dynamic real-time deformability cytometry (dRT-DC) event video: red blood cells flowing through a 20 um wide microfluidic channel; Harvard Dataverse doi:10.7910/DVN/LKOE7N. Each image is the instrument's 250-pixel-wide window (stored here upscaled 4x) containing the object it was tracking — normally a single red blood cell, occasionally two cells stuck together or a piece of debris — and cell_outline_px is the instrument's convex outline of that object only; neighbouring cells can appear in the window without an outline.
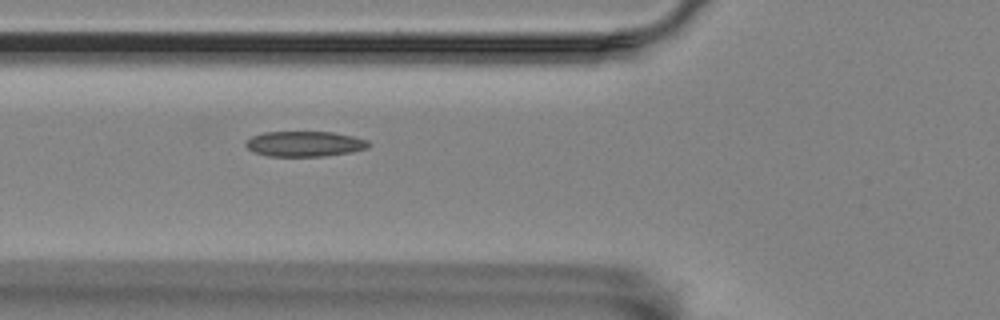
{"species": "Egyptian fruit bat (a non-hibernating species)", "species_latin": "Rousettus aegyptiacus", "temperature_condition": "room temperature", "stored_images_in_passage": 31, "camera_frame_rate_fps": 3000, "um_per_image_px": 0.085, "animal": {"sex": "female"}, "frame": {"image": 1, "passage_image": 3, "time_ms": 0.667, "image_size_px": [1000, 320], "cell_outline_px": [[372, 144], [368, 148], [352, 152], [324, 156], [268, 156], [252, 152], [244, 144], [252, 136], [264, 132], [332, 132], [352, 136], [368, 140]], "centroid_in_image_um": [25.91, 12.23], "position_along_channel_um": 99.9, "area_um2": 18.21}}
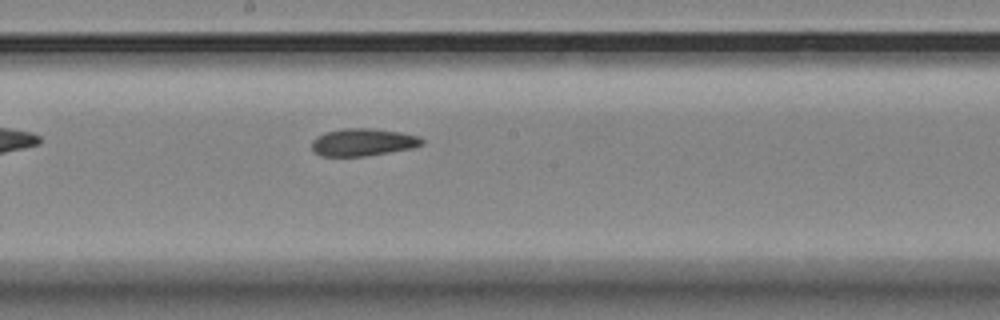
{"frame": {"image": 2, "passage_image": 13, "time_ms": 4.0, "image_size_px": [1000, 320], "cell_outline_px": [[424, 144], [412, 148], [364, 156], [320, 156], [312, 152], [312, 140], [316, 136], [324, 132], [344, 128], [372, 128], [400, 132], [420, 136], [424, 140]], "centroid_in_image_um": [30.82, 12.08], "position_along_channel_um": 217.4, "area_um2": 17.8}}
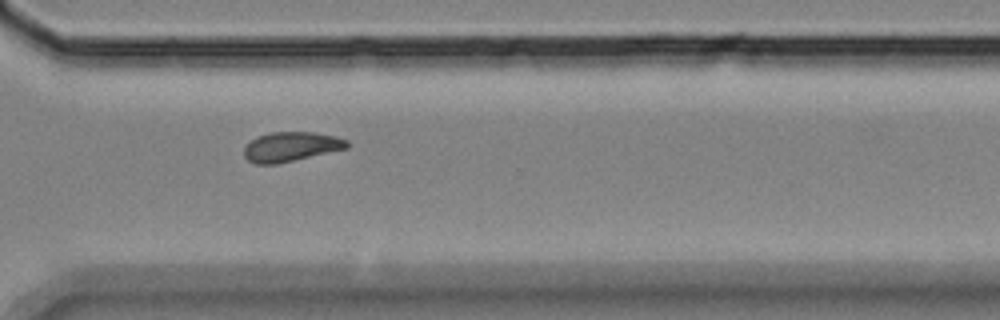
{"frame": {"image": 3, "passage_image": 24, "time_ms": 7.667, "image_size_px": [1000, 320], "cell_outline_px": [[348, 148], [276, 164], [256, 164], [248, 160], [244, 156], [244, 148], [256, 136], [268, 132], [316, 132], [336, 136], [348, 140]], "centroid_in_image_um": [24.73, 12.46], "position_along_channel_um": 345.9, "area_um2": 17.74}}